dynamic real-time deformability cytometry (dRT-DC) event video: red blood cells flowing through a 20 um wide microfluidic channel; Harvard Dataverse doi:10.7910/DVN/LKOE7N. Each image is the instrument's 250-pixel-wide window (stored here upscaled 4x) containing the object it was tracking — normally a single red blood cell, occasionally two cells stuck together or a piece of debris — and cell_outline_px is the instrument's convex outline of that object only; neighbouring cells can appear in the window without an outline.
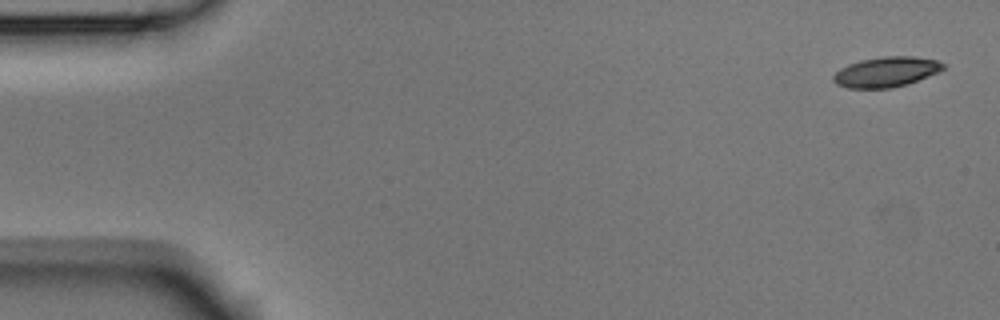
{"species": "Egyptian fruit bat (a non-hibernating species)", "species_latin": "Rousettus aegyptiacus", "temperature_condition": "room temperature", "stored_images_in_passage": 4, "camera_frame_rate_fps": 3000, "um_per_image_px": 0.085, "animal": {"sex": "male"}, "frame": {"image": 1, "passage_image": 1, "time_ms": 0.0, "image_size_px": [1000, 320], "cell_outline_px": [[948, 64], [944, 68], [928, 76], [908, 84], [892, 88], [848, 88], [836, 84], [832, 80], [832, 76], [840, 68], [848, 64], [860, 60], [880, 56], [912, 56], [936, 60]], "centroid_in_image_um": [75.31, 6.11], "position_along_channel_um": 9.7, "area_um2": 19.42}}
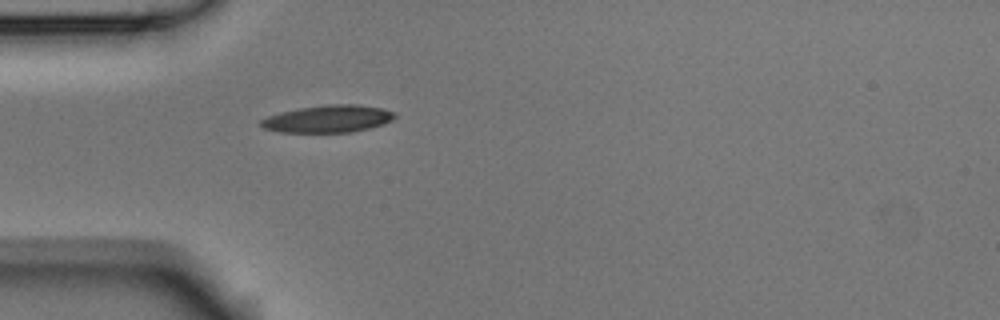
{"frame": {"image": 2, "passage_image": 4, "time_ms": 1.0, "image_size_px": [1000, 320], "cell_outline_px": [[396, 116], [392, 120], [368, 128], [352, 132], [280, 132], [264, 128], [260, 124], [260, 120], [268, 116], [280, 112], [300, 108], [328, 104], [356, 104], [380, 108], [396, 112]], "centroid_in_image_um": [27.87, 10.09], "position_along_channel_um": 57.1, "area_um2": 21.1}}